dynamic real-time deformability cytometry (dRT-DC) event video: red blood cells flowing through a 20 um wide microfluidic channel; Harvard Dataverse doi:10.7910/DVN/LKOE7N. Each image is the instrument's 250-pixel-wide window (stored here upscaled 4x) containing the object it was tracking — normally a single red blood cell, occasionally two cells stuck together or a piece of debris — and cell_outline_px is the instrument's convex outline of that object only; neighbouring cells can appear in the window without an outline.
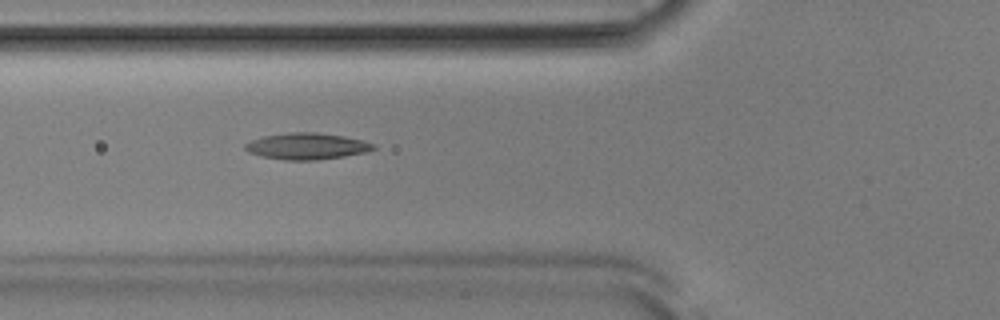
{"species": "Egyptian fruit bat (a non-hibernating species)", "species_latin": "Rousettus aegyptiacus", "temperature_condition": "room temperature", "stored_images_in_passage": 53, "camera_frame_rate_fps": 3000, "um_per_image_px": 0.085, "animal": {"sex": "male"}, "frame": {"image": 1, "passage_image": 20, "time_ms": 6.333, "image_size_px": [1000, 320], "cell_outline_px": [[376, 148], [364, 152], [344, 156], [316, 160], [284, 160], [260, 156], [248, 152], [244, 148], [244, 144], [252, 140], [264, 136], [288, 132], [316, 132], [344, 136], [364, 140], [376, 144]], "centroid_in_image_um": [26.08, 12.42], "position_along_channel_um": 99.7, "area_um2": 19.83}}
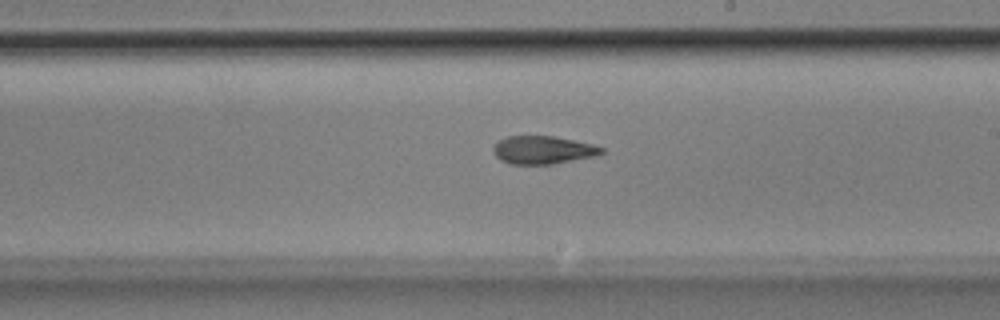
{"frame": {"image": 2, "passage_image": 31, "time_ms": 10.0, "image_size_px": [1000, 320], "cell_outline_px": [[604, 152], [596, 156], [552, 164], [508, 164], [500, 160], [492, 152], [492, 148], [500, 140], [508, 136], [552, 136], [592, 144], [604, 148]], "centroid_in_image_um": [46.13, 12.76], "position_along_channel_um": 242.9, "area_um2": 17.63}}
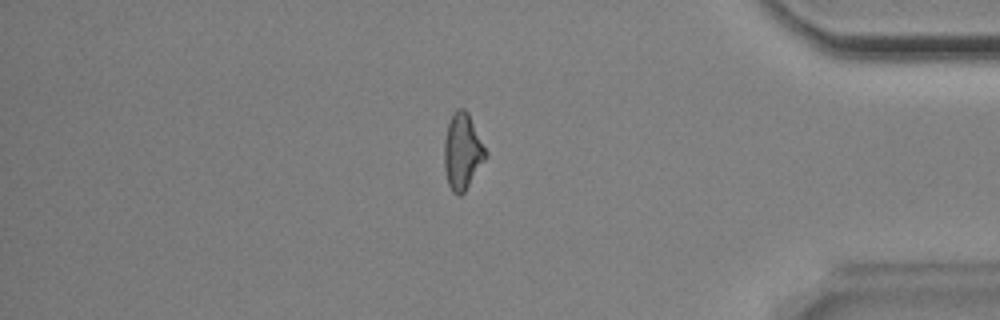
{"frame": {"image": 3, "passage_image": 45, "time_ms": 14.667, "image_size_px": [1000, 320], "cell_outline_px": [[488, 156], [464, 192], [460, 196], [452, 192], [448, 184], [444, 168], [444, 140], [448, 124], [456, 108], [464, 108], [468, 112], [488, 152]], "centroid_in_image_um": [39.32, 12.88], "position_along_channel_um": 395.9, "area_um2": 18.5}, "authors_computed_cell_mechanics": {"area_um2": 18.6116, "velocity_mm_per_s": 3.9008, "shape_relaxation_time_tau1_ms": null, "shape_relaxation_time_tau2_ms": 4.3059, "deformation_change_tau1": null, "deformation_change_tau2": 0.1481}}